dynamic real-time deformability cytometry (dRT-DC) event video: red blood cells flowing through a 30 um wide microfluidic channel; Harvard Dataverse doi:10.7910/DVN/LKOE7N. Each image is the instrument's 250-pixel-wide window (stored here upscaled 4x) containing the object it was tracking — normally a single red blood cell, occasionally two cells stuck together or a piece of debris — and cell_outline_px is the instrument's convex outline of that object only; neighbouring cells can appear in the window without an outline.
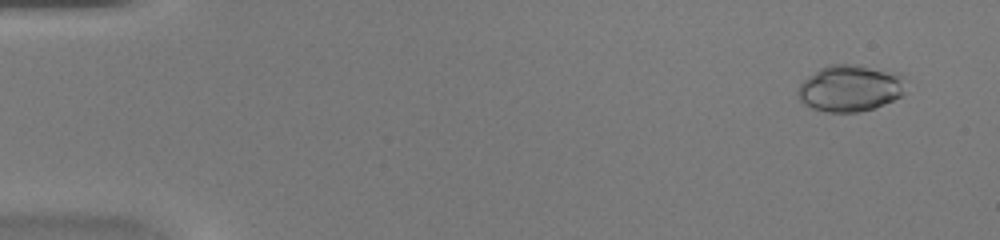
{"species": "common noctule bat (a hibernating species)", "species_latin": "Nyctalus noctula", "temperature_condition": "warm", "stored_images_in_passage": 46, "camera_frame_rate_fps": 3000, "um_per_image_px": 0.085, "animal": {"sex": "female", "body_mass_g": 20.0, "forearm_length_mm": 54.0}, "frame": {"image": 1, "passage_image": 3, "time_ms": 0.667, "image_size_px": [1000, 240], "cell_outline_px": [[904, 92], [900, 96], [884, 104], [860, 112], [824, 112], [812, 108], [804, 104], [796, 96], [796, 92], [800, 84], [808, 76], [820, 68], [828, 64], [860, 64], [900, 72], [904, 76]], "centroid_in_image_um": [72.25, 7.48], "position_along_channel_um": 12.7, "area_um2": 29.77}}
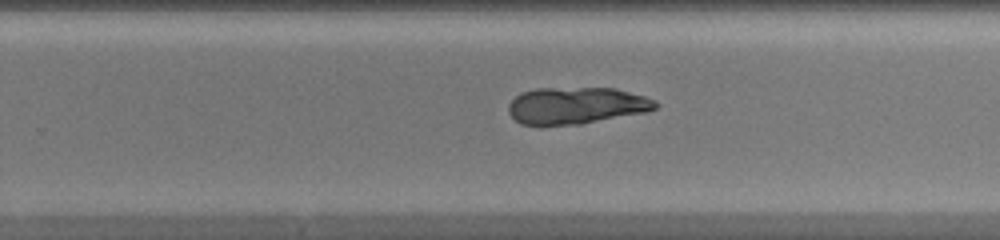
{"frame": {"image": 2, "passage_image": 30, "time_ms": 9.667, "image_size_px": [1000, 240], "cell_outline_px": [[660, 104], [656, 108], [648, 112], [580, 124], [520, 124], [508, 112], [508, 104], [520, 92], [536, 88], [616, 88], [644, 96], [656, 100]], "centroid_in_image_um": [49.02, 8.96], "position_along_channel_um": 280.8, "area_um2": 31.56}}
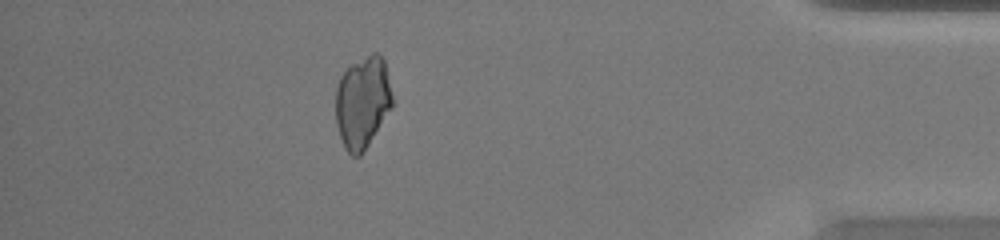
{"frame": {"image": 3, "passage_image": 41, "time_ms": 13.333, "image_size_px": [1000, 240], "cell_outline_px": [[396, 104], [360, 156], [352, 156], [344, 148], [336, 124], [336, 88], [340, 76], [352, 64], [372, 52], [376, 52], [384, 60]], "centroid_in_image_um": [30.85, 8.7], "position_along_channel_um": 404.3, "area_um2": 30.81}}